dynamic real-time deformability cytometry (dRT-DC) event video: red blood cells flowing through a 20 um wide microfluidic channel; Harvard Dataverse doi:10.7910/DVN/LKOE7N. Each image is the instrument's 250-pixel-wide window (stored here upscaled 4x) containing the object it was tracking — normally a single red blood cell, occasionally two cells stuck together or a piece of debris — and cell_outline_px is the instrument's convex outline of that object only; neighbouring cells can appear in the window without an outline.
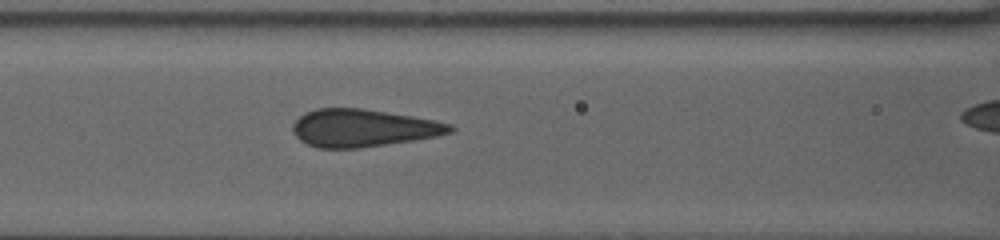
{"species": "human", "species_latin": "Homo sapiens", "temperature_condition": "warm", "stored_images_in_passage": 34, "camera_frame_rate_fps": 3000, "um_per_image_px": 0.085, "donor": {"sex": "female"}, "frame": {"image": 1, "passage_image": 19, "time_ms": 6.0, "image_size_px": [1000, 240], "cell_outline_px": [[456, 128], [452, 132], [436, 136], [412, 140], [360, 148], [316, 148], [300, 140], [292, 132], [292, 124], [304, 112], [316, 108], [364, 108], [436, 120], [448, 124]], "centroid_in_image_um": [30.82, 10.87], "position_along_channel_um": 135.8, "area_um2": 34.45}}
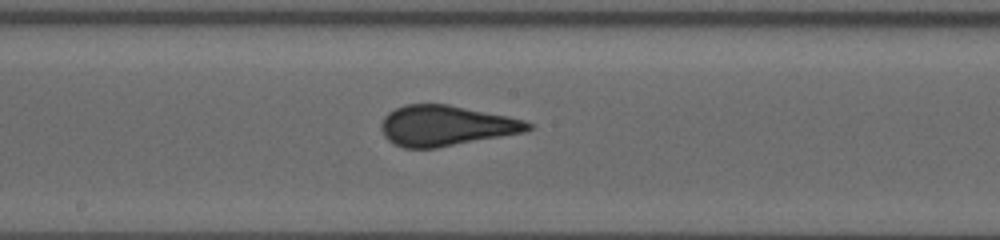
{"frame": {"image": 2, "passage_image": 23, "time_ms": 7.333, "image_size_px": [1000, 240], "cell_outline_px": [[532, 128], [524, 132], [436, 148], [404, 148], [388, 140], [384, 136], [380, 128], [380, 124], [384, 116], [388, 112], [404, 104], [448, 104], [508, 116], [524, 120], [532, 124]], "centroid_in_image_um": [37.87, 10.68], "position_along_channel_um": 210.3, "area_um2": 34.51}}
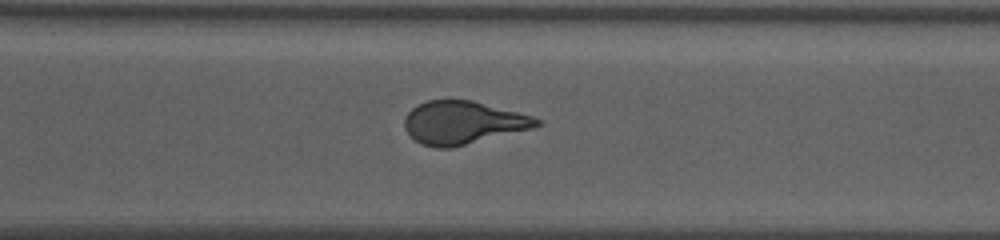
{"frame": {"image": 3, "passage_image": 30, "time_ms": 9.667, "image_size_px": [1000, 240], "cell_outline_px": [[544, 124], [532, 128], [452, 148], [436, 148], [420, 144], [404, 128], [404, 120], [408, 112], [412, 108], [428, 100], [472, 100], [532, 116], [540, 120]], "centroid_in_image_um": [39.34, 10.43], "position_along_channel_um": 331.3, "area_um2": 32.89}}